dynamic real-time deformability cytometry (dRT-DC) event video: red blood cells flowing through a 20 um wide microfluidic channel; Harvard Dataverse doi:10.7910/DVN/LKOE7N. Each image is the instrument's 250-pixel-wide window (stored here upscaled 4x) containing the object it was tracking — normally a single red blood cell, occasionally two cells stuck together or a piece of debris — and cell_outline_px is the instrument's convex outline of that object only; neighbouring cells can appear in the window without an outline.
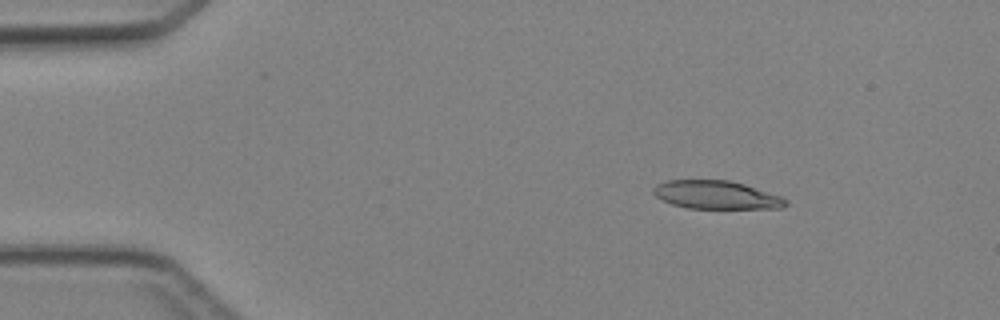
{"species": "Egyptian fruit bat (a non-hibernating species)", "species_latin": "Rousettus aegyptiacus", "temperature_condition": "cold", "stored_images_in_passage": 4, "camera_frame_rate_fps": 3000, "um_per_image_px": 0.085, "animal": {"sex": "female"}, "frame": {"image": 1, "passage_image": 2, "time_ms": 1.333, "image_size_px": [1000, 320], "cell_outline_px": [[788, 204], [780, 208], [688, 208], [672, 204], [656, 196], [652, 192], [652, 188], [656, 184], [668, 180], [728, 180], [744, 184], [780, 196], [788, 200]], "centroid_in_image_um": [60.86, 16.56], "position_along_channel_um": 24.1, "area_um2": 21.62}}
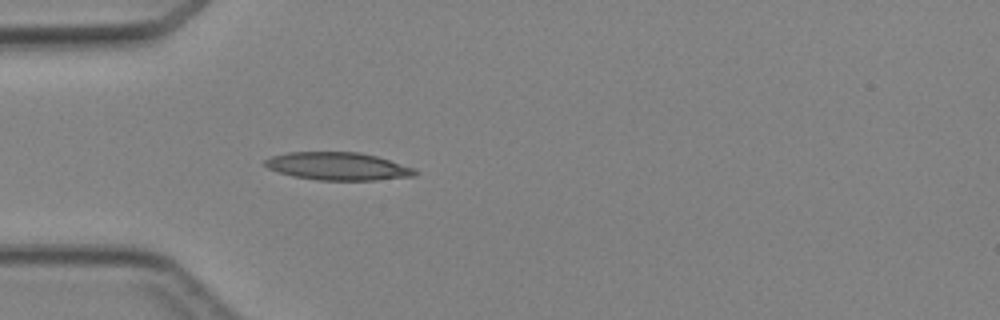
{"frame": {"image": 2, "passage_image": 4, "time_ms": 3.667, "image_size_px": [1000, 320], "cell_outline_px": [[420, 172], [416, 176], [376, 180], [316, 180], [292, 176], [268, 168], [264, 164], [264, 160], [272, 156], [288, 152], [360, 152], [376, 156], [416, 168]], "centroid_in_image_um": [28.77, 14.13], "position_along_channel_um": 56.2, "area_um2": 24.45}}